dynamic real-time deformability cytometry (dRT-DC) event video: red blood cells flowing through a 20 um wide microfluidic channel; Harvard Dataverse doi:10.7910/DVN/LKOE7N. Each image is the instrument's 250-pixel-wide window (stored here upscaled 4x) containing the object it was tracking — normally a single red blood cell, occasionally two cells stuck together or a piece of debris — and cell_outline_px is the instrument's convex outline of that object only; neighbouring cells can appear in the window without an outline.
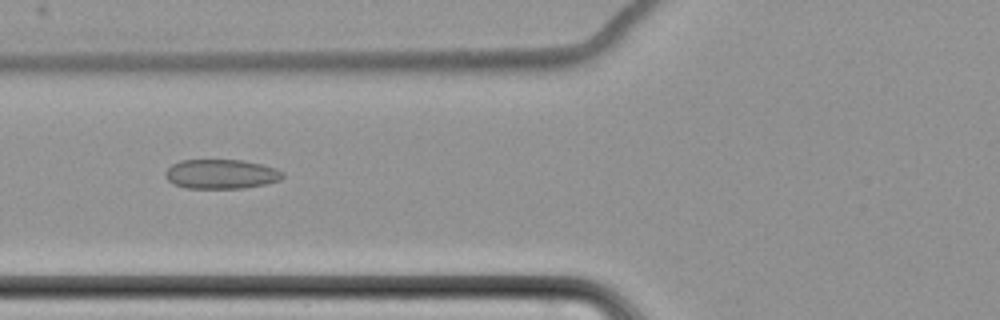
{"species": "common noctule bat (a hibernating species)", "species_latin": "Nyctalus noctula", "temperature_condition": "cold", "stored_images_in_passage": 12, "camera_frame_rate_fps": 3000, "um_per_image_px": 0.085, "animal": {"sex": "female", "body_mass_g": 22.7, "forearm_length_mm": 54.2}, "frame": {"image": 1, "passage_image": 3, "time_ms": 2.333, "image_size_px": [1000, 320], "cell_outline_px": [[284, 176], [280, 180], [264, 184], [244, 188], [184, 188], [168, 180], [164, 176], [164, 172], [172, 164], [180, 160], [244, 160], [276, 168], [284, 172]], "centroid_in_image_um": [18.79, 14.79], "position_along_channel_um": 107.0, "area_um2": 20.17}}
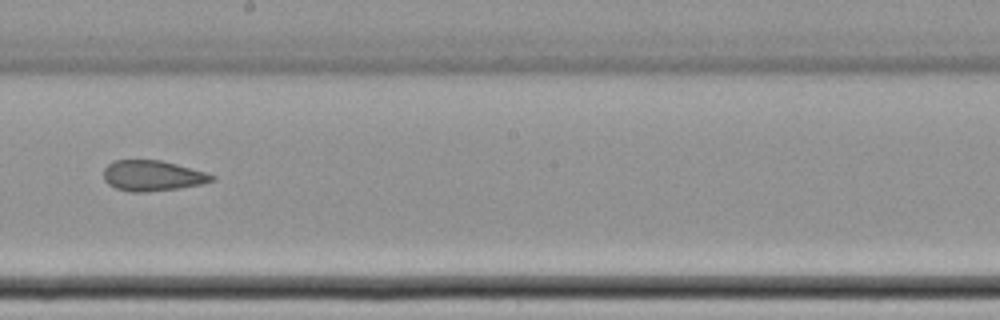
{"frame": {"image": 2, "passage_image": 6, "time_ms": 6.0, "image_size_px": [1000, 320], "cell_outline_px": [[216, 180], [200, 184], [180, 188], [144, 192], [128, 192], [116, 188], [108, 184], [104, 180], [104, 168], [112, 160], [160, 160], [208, 172], [216, 176]], "centroid_in_image_um": [12.97, 14.93], "position_along_channel_um": 235.2, "area_um2": 19.42}}
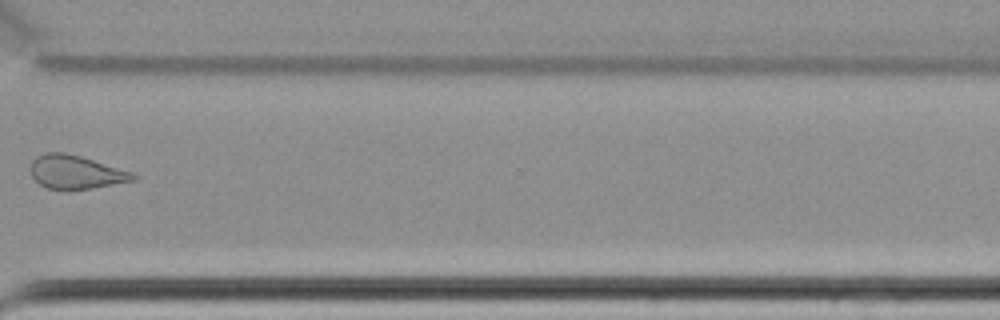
{"frame": {"image": 3, "passage_image": 9, "time_ms": 9.667, "image_size_px": [1000, 320], "cell_outline_px": [[140, 176], [136, 180], [92, 188], [64, 192], [48, 188], [40, 184], [32, 176], [32, 160], [36, 156], [44, 152], [64, 152], [80, 156], [132, 172]], "centroid_in_image_um": [6.45, 14.65], "position_along_channel_um": 364.2, "area_um2": 20.29}, "authors_computed_cell_mechanics": {"area_um2": 20.23, "velocity_mm_per_s": 3.5094, "shape_relaxation_time_tau1_ms": null, "shape_relaxation_time_tau2_ms": 7.6347, "deformation_change_tau1": null, "deformation_change_tau2": 0.1247}}